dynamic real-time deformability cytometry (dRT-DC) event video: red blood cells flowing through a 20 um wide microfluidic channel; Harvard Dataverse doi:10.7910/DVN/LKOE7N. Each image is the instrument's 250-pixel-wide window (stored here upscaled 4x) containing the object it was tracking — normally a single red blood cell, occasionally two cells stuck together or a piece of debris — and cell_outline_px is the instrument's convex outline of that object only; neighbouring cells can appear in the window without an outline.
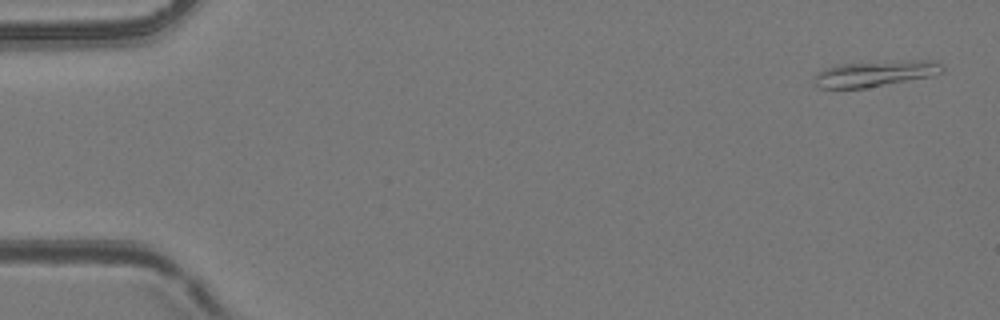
{"species": "common noctule bat (a hibernating species)", "species_latin": "Nyctalus noctula", "temperature_condition": "room temperature", "stored_images_in_passage": 53, "camera_frame_rate_fps": 3000, "um_per_image_px": 0.085, "animal": {"sex": "female", "body_mass_g": 24.6, "forearm_length_mm": 56.2}, "frame": {"image": 1, "passage_image": 2, "time_ms": 0.333, "image_size_px": [1000, 320], "cell_outline_px": [[944, 72], [932, 76], [864, 88], [820, 88], [812, 84], [812, 80], [816, 72], [836, 64], [904, 60], [932, 60], [940, 64], [944, 68]], "centroid_in_image_um": [74.34, 6.25], "position_along_channel_um": 10.7, "area_um2": 19.54}}
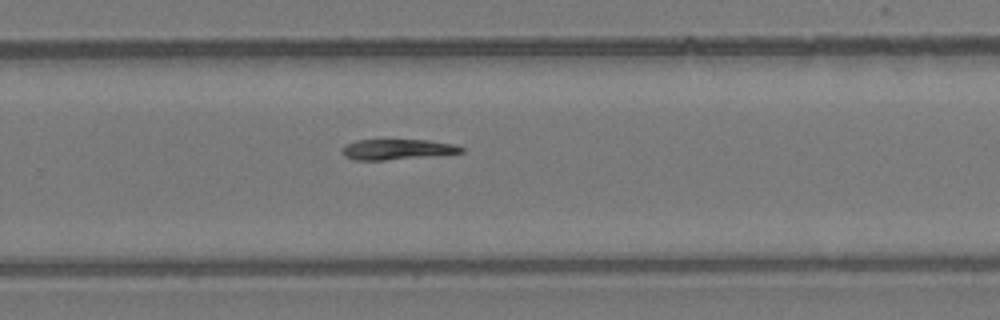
{"frame": {"image": 2, "passage_image": 35, "time_ms": 11.333, "image_size_px": [1000, 320], "cell_outline_px": [[464, 152], [384, 160], [356, 160], [344, 156], [340, 152], [340, 148], [344, 144], [356, 140], [428, 140], [456, 144], [464, 148]], "centroid_in_image_um": [33.69, 12.68], "position_along_channel_um": 296.1, "area_um2": 14.16}}
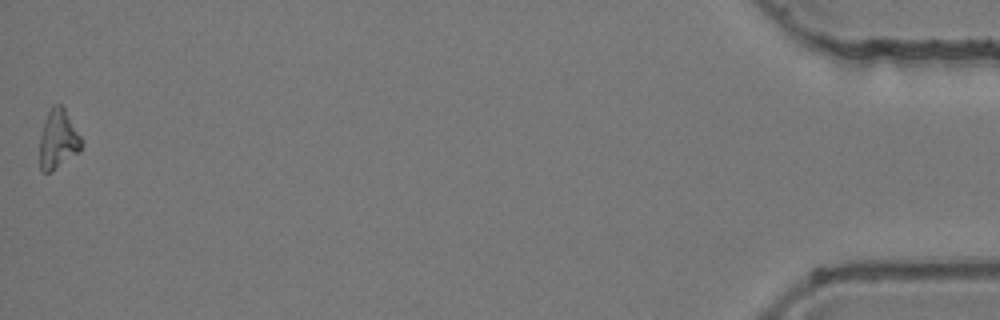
{"frame": {"image": 3, "passage_image": 53, "time_ms": 17.333, "image_size_px": [1000, 320], "cell_outline_px": [[84, 144], [80, 152], [52, 172], [44, 172], [40, 168], [40, 136], [48, 112], [52, 104], [60, 104], [64, 108], [84, 140]], "centroid_in_image_um": [4.98, 11.86], "position_along_channel_um": 430.2, "area_um2": 14.62}}